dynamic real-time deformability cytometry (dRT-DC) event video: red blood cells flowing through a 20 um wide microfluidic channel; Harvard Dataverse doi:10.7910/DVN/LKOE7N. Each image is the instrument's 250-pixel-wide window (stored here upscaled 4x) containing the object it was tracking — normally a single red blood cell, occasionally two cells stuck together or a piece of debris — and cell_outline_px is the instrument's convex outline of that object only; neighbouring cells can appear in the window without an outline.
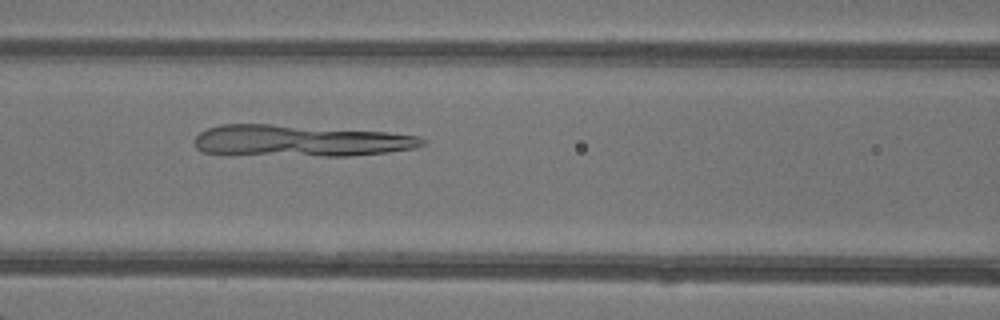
{"species": "common noctule bat (a hibernating species)", "species_latin": "Nyctalus noctula", "temperature_condition": "warm", "stored_images_in_passage": 35, "camera_frame_rate_fps": 3000, "um_per_image_px": 0.085, "animal": {"sex": "female"}, "frame": {"image": 1, "passage_image": 9, "time_ms": 2.667, "image_size_px": [1000, 320], "cell_outline_px": [[428, 140], [424, 144], [416, 148], [388, 152], [348, 156], [320, 156], [200, 152], [196, 148], [192, 140], [200, 132], [208, 128], [220, 124], [268, 124], [388, 132], [420, 136]], "centroid_in_image_um": [25.55, 11.96], "position_along_channel_um": 141.0, "area_um2": 41.73}}
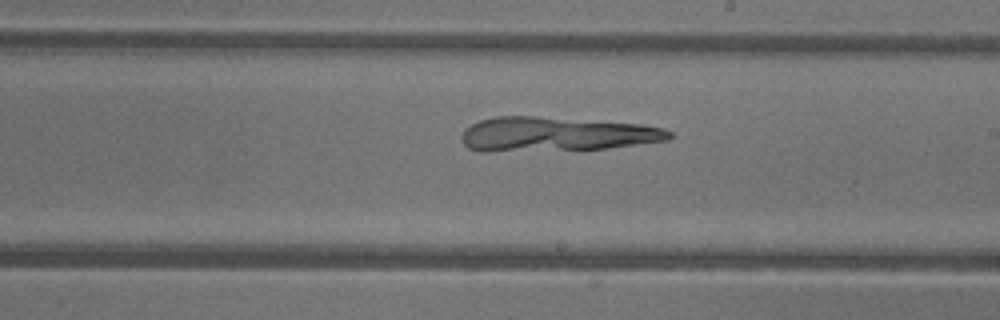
{"frame": {"image": 2, "passage_image": 16, "time_ms": 5.0, "image_size_px": [1000, 320], "cell_outline_px": [[672, 136], [668, 140], [608, 148], [488, 152], [480, 152], [468, 148], [460, 140], [460, 136], [464, 128], [480, 120], [496, 116], [536, 116], [644, 124], [664, 128], [672, 132]], "centroid_in_image_um": [47.23, 11.4], "position_along_channel_um": 241.8, "area_um2": 41.91}}
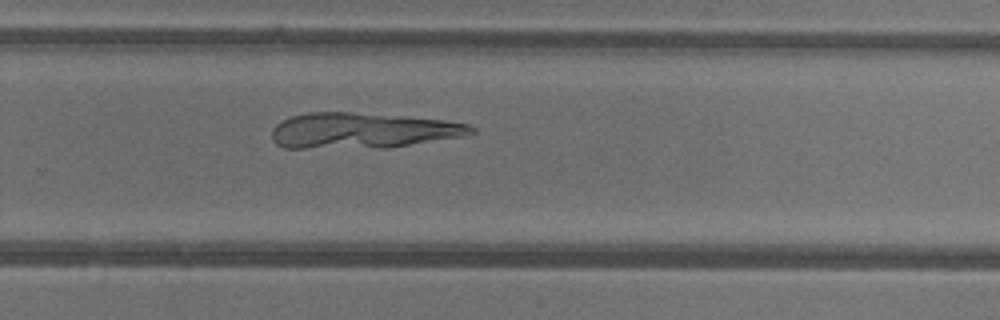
{"frame": {"image": 3, "passage_image": 20, "time_ms": 6.333, "image_size_px": [1000, 320], "cell_outline_px": [[476, 132], [464, 136], [388, 148], [284, 148], [276, 144], [272, 140], [272, 128], [276, 124], [292, 116], [308, 112], [352, 112], [400, 116], [444, 120], [468, 124], [476, 128]], "centroid_in_image_um": [30.8, 11.11], "position_along_channel_um": 299.0, "area_um2": 41.56}}